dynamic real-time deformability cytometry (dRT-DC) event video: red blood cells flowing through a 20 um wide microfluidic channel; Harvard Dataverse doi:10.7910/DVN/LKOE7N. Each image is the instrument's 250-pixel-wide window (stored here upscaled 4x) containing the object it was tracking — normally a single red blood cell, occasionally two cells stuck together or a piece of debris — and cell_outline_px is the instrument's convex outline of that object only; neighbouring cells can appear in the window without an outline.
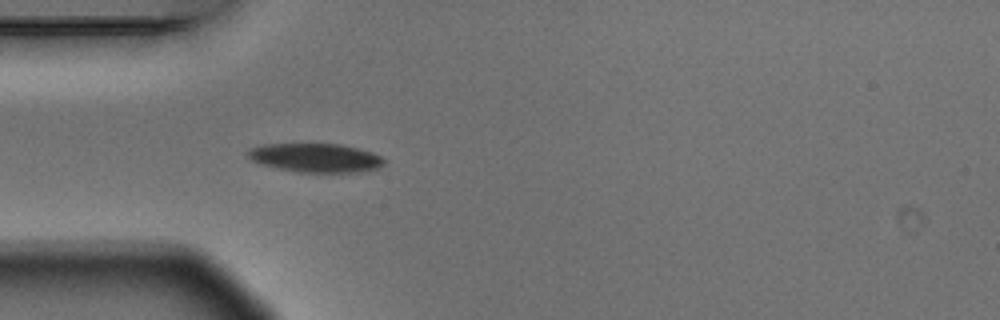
{"species": "Egyptian fruit bat (a non-hibernating species)", "species_latin": "Rousettus aegyptiacus", "temperature_condition": "warm", "stored_images_in_passage": 3, "camera_frame_rate_fps": 3000, "um_per_image_px": 0.085, "animal": {"sex": "male"}, "frame": {"image": 1, "passage_image": 3, "time_ms": 0.667, "image_size_px": [1000, 320], "cell_outline_px": [[384, 164], [376, 168], [356, 172], [296, 172], [264, 164], [252, 160], [248, 156], [248, 148], [260, 144], [340, 144], [372, 152], [380, 156], [384, 160]], "centroid_in_image_um": [26.81, 13.4], "position_along_channel_um": 58.2, "area_um2": 22.6}}